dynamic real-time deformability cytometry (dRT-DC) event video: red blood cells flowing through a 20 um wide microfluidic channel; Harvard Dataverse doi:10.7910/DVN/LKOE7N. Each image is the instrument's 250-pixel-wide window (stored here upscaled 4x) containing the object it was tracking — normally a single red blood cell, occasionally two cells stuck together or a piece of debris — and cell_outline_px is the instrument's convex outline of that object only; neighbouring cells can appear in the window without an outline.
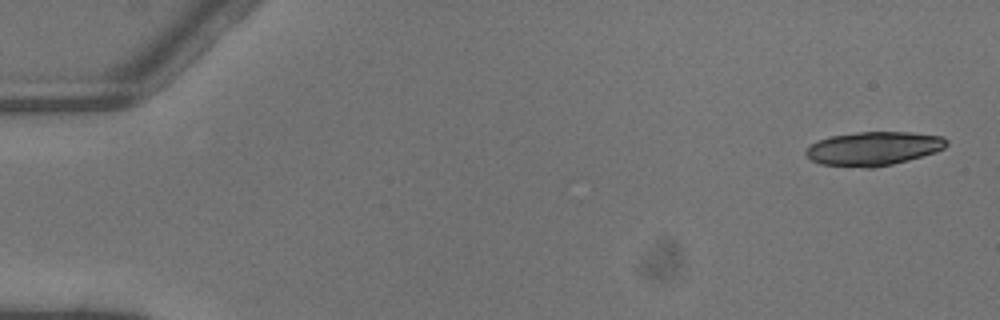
{"species": "common noctule bat (a hibernating species)", "species_latin": "Nyctalus noctula", "temperature_condition": "warm", "stored_images_in_passage": 5, "segment_of_instrument_passage": [1, 2], "camera_frame_rate_fps": 3000, "um_per_image_px": 0.085, "animal": {"sex": "male", "body_mass_g": 13.3}, "frame": {"image": 1, "passage_image": 1, "time_ms": 0.0, "image_size_px": [1000, 320], "cell_outline_px": [[948, 144], [944, 148], [936, 152], [908, 160], [892, 164], [872, 168], [864, 168], [820, 164], [812, 160], [804, 152], [812, 144], [828, 136], [856, 132], [912, 132], [944, 136], [948, 140]], "centroid_in_image_um": [74.28, 12.62], "position_along_channel_um": 10.7, "area_um2": 27.8}}
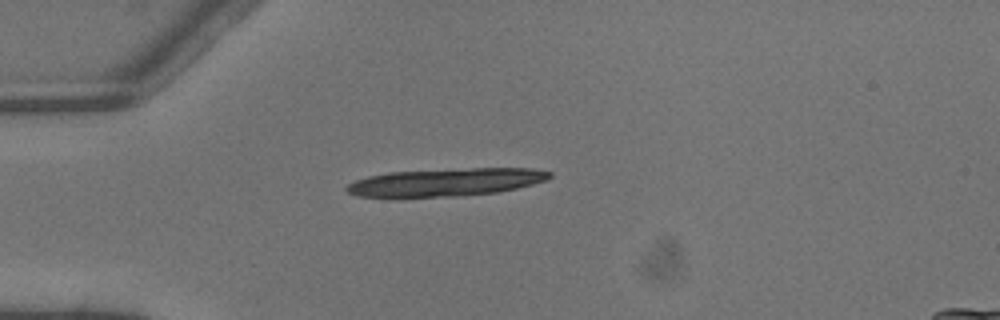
{"frame": {"image": 2, "passage_image": 4, "time_ms": 1.0, "image_size_px": [1000, 320], "cell_outline_px": [[552, 176], [548, 180], [516, 188], [496, 192], [452, 196], [400, 200], [396, 200], [356, 196], [348, 192], [344, 188], [348, 184], [356, 180], [368, 176], [388, 172], [472, 168], [532, 168], [552, 172]], "centroid_in_image_um": [37.77, 15.52], "position_along_channel_um": 47.2, "area_um2": 33.87}}